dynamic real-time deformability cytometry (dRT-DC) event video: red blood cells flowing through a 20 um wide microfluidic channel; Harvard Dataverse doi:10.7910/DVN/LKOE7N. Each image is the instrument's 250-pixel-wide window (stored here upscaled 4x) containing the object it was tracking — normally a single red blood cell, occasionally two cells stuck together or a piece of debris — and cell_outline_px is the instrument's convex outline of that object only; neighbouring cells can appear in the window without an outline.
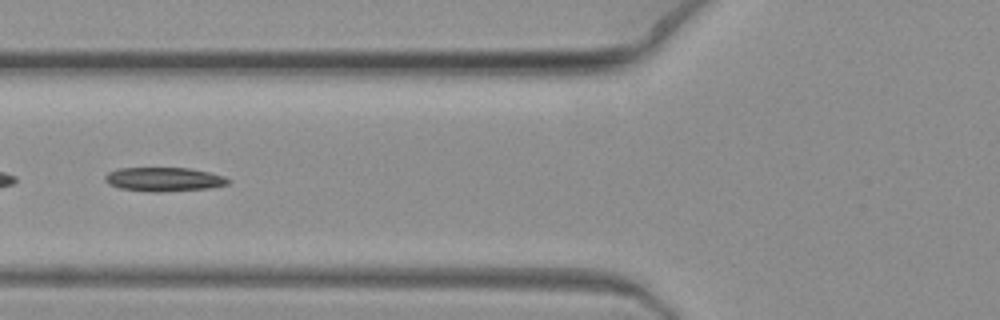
{"species": "common noctule bat (a hibernating species)", "species_latin": "Nyctalus noctula", "temperature_condition": "warm", "stored_images_in_passage": 9, "camera_frame_rate_fps": 3000, "um_per_image_px": 0.085, "animal": {"sex": "female", "body_mass_g": 19.3, "forearm_length_mm": 54.1}, "frame": {"image": 1, "passage_image": 8, "time_ms": 2.333, "image_size_px": [1000, 320], "cell_outline_px": [[232, 180], [228, 184], [212, 188], [160, 192], [152, 192], [120, 188], [108, 184], [104, 180], [104, 176], [108, 172], [116, 168], [188, 168], [208, 172], [224, 176]], "centroid_in_image_um": [13.93, 15.24], "position_along_channel_um": 111.9, "area_um2": 17.34}}